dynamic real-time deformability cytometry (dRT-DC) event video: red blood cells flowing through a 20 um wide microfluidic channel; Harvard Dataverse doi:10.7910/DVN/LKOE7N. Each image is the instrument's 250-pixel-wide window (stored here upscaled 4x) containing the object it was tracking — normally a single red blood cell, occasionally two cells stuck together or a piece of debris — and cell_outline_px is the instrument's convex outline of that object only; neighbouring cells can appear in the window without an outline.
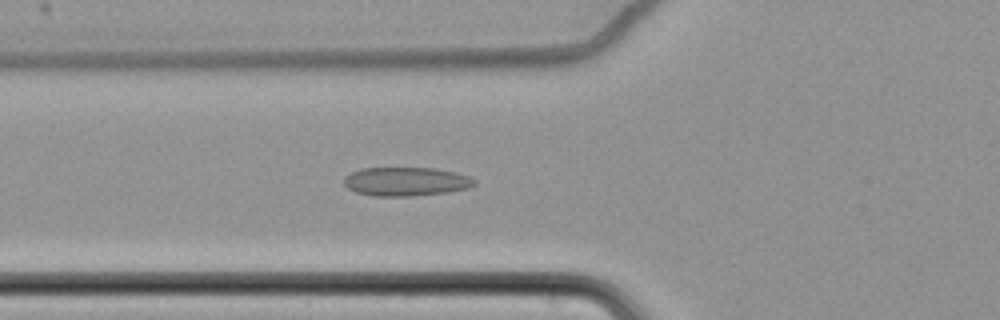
{"species": "common noctule bat (a hibernating species)", "species_latin": "Nyctalus noctula", "temperature_condition": "cold", "stored_images_in_passage": 50, "camera_frame_rate_fps": 3000, "um_per_image_px": 0.085, "animal": {"sex": "female", "body_mass_g": 22.7, "forearm_length_mm": 54.2}, "frame": {"image": 1, "passage_image": 13, "time_ms": 4.0, "image_size_px": [1000, 320], "cell_outline_px": [[476, 184], [468, 188], [448, 192], [412, 196], [376, 196], [356, 192], [348, 188], [344, 184], [344, 176], [360, 168], [432, 168], [456, 172], [468, 176], [476, 180]], "centroid_in_image_um": [34.51, 15.43], "position_along_channel_um": 91.3, "area_um2": 21.91}}
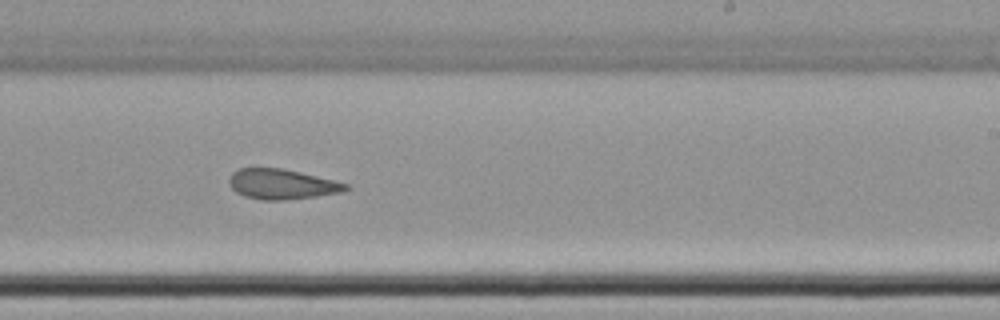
{"frame": {"image": 2, "passage_image": 28, "time_ms": 9.0, "image_size_px": [1000, 320], "cell_outline_px": [[352, 188], [340, 192], [316, 196], [284, 200], [260, 200], [244, 196], [236, 192], [228, 184], [228, 180], [232, 172], [240, 168], [284, 168], [348, 184]], "centroid_in_image_um": [23.92, 15.65], "position_along_channel_um": 265.1, "area_um2": 20.46}}
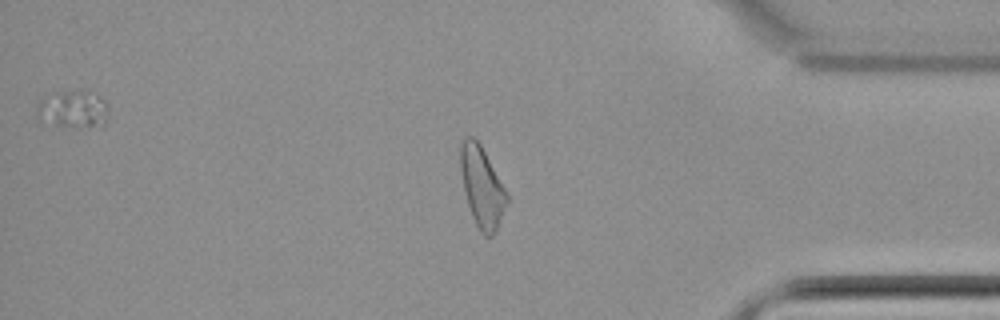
{"frame": {"image": 3, "passage_image": 41, "time_ms": 13.333, "image_size_px": [1000, 320], "cell_outline_px": [[508, 200], [496, 232], [492, 236], [484, 236], [480, 232], [472, 216], [468, 204], [460, 172], [460, 144], [464, 136], [472, 136], [480, 144], [508, 192]], "centroid_in_image_um": [40.97, 15.88], "position_along_channel_um": 394.2, "area_um2": 21.79}, "authors_computed_cell_mechanics": {"area_um2": 21.8484, "velocity_mm_per_s": 3.4807, "shape_relaxation_time_tau1_ms": null, "shape_relaxation_time_tau2_ms": 4.463, "deformation_change_tau1": null, "deformation_change_tau2": 0.1008}}